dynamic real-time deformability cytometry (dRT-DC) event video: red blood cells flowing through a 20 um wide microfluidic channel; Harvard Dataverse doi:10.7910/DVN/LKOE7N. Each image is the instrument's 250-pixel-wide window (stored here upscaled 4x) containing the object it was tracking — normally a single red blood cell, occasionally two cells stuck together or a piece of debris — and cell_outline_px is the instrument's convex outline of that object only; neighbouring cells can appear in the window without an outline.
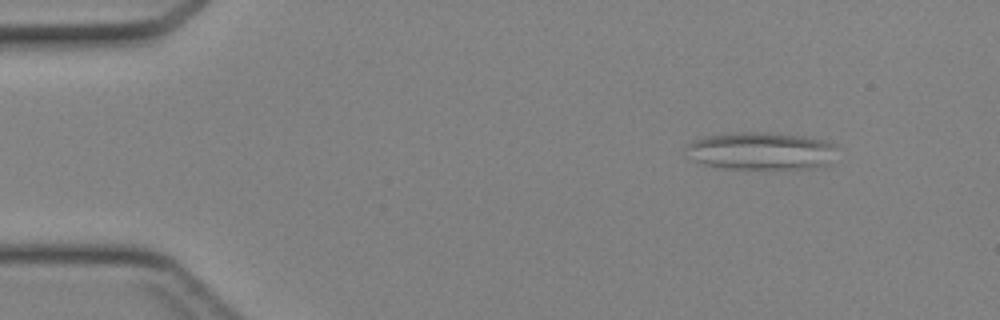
{"species": "Egyptian fruit bat (a non-hibernating species)", "species_latin": "Rousettus aegyptiacus", "temperature_condition": "cold", "stored_images_in_passage": 42, "camera_frame_rate_fps": 3000, "um_per_image_px": 0.085, "animal": {"sex": "female"}, "frame": {"image": 1, "passage_image": 3, "time_ms": 0.667, "image_size_px": [1000, 320], "cell_outline_px": [[832, 144], [828, 164], [816, 168], [720, 168], [704, 164], [692, 160], [684, 156], [684, 144], [704, 136], [740, 132], [764, 132], [804, 136], [828, 140]], "centroid_in_image_um": [64.53, 12.82], "position_along_channel_um": 20.5, "area_um2": 33.0}}
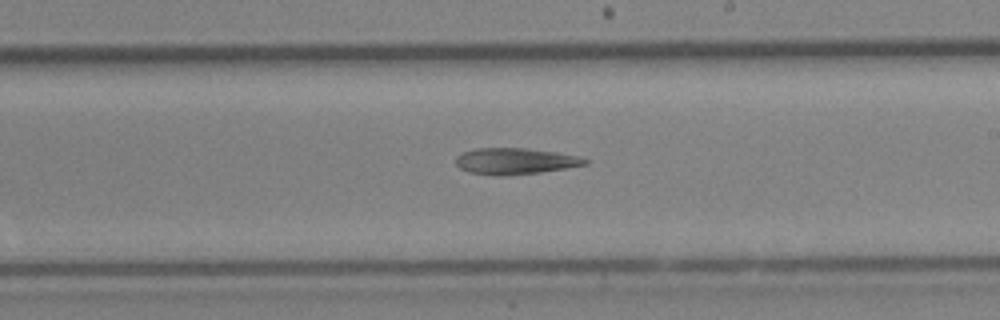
{"frame": {"image": 2, "passage_image": 24, "time_ms": 7.667, "image_size_px": [1000, 320], "cell_outline_px": [[588, 164], [540, 172], [504, 176], [496, 176], [468, 172], [460, 168], [456, 164], [456, 156], [464, 152], [476, 148], [524, 148], [556, 152], [580, 156], [588, 160]], "centroid_in_image_um": [43.77, 13.7], "position_along_channel_um": 245.2, "area_um2": 19.77}}
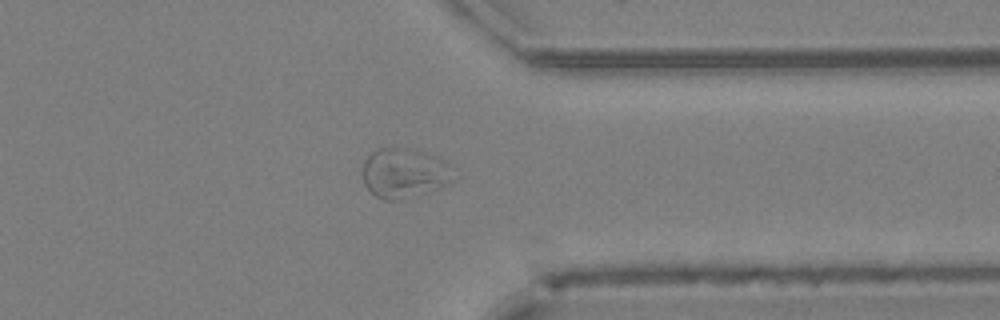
{"frame": {"image": 3, "passage_image": 33, "time_ms": 10.667, "image_size_px": [1000, 320], "cell_outline_px": [[460, 176], [456, 180], [416, 196], [404, 200], [384, 200], [376, 196], [364, 184], [360, 172], [364, 160], [376, 148], [416, 148], [448, 160], [452, 164]], "centroid_in_image_um": [34.44, 14.69], "position_along_channel_um": 377.0, "area_um2": 27.57}}